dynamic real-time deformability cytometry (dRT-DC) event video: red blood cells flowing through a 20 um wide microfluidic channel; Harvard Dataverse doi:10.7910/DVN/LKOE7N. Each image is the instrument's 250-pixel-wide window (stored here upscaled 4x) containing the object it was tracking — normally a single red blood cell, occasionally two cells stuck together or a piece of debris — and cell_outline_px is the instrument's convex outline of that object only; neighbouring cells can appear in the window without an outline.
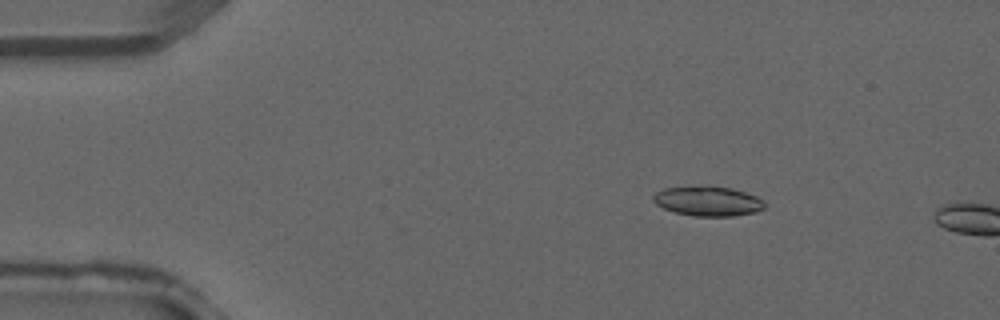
{"species": "common noctule bat (a hibernating species)", "species_latin": "Nyctalus noctula", "temperature_condition": "warm", "stored_images_in_passage": 4, "camera_frame_rate_fps": 3000, "um_per_image_px": 0.085, "animal": {"sex": "male", "forearm_length_mm": 52.5}, "frame": {"image": 1, "passage_image": 2, "time_ms": 0.333, "image_size_px": [1000, 320], "cell_outline_px": [[764, 208], [756, 212], [732, 216], [692, 216], [676, 212], [664, 208], [656, 204], [652, 200], [652, 196], [656, 192], [664, 188], [704, 184], [708, 184], [732, 188], [756, 196], [764, 200]], "centroid_in_image_um": [60.15, 17.06], "position_along_channel_um": 24.8, "area_um2": 19.71}}